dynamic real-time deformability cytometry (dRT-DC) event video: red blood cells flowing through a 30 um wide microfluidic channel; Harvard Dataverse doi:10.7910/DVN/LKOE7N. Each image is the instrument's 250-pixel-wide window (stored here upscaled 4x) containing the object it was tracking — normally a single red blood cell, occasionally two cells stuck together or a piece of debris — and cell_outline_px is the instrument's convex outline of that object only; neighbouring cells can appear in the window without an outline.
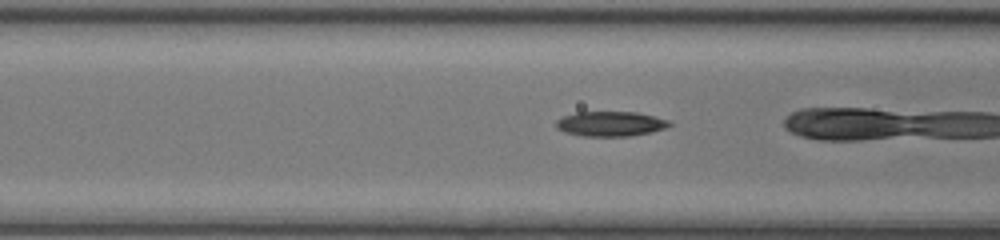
{"species": "common noctule bat (a hibernating species)", "species_latin": "Nyctalus noctula", "temperature_condition": "room temperature", "stored_images_in_passage": 12, "camera_frame_rate_fps": 3000, "um_per_image_px": 0.085, "animal": {"sex": "female", "body_mass_g": 17.0, "forearm_length_mm": 48.0}, "frame": {"image": 1, "passage_image": 10, "time_ms": 3.0, "image_size_px": [1000, 240], "cell_outline_px": [[672, 124], [664, 128], [652, 132], [628, 136], [584, 136], [564, 132], [556, 128], [556, 120], [564, 116], [576, 112], [636, 112], [668, 120]], "centroid_in_image_um": [51.86, 10.52], "position_along_channel_um": 114.7, "area_um2": 16.3}}